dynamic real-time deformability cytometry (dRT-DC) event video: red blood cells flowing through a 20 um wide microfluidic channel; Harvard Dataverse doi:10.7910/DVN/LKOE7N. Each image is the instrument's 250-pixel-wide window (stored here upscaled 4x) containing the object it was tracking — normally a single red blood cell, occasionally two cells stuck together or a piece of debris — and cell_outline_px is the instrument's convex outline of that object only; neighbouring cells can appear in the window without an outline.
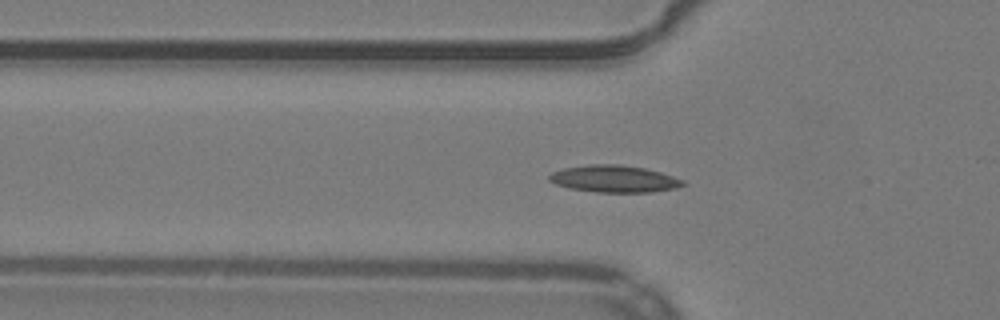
{"species": "common noctule bat (a hibernating species)", "species_latin": "Nyctalus noctula", "temperature_condition": "warm", "stored_images_in_passage": 54, "camera_frame_rate_fps": 3000, "um_per_image_px": 0.085, "animal": {"sex": "male", "body_mass_g": 19.2, "forearm_length_mm": 51.8}, "frame": {"image": 1, "passage_image": 18, "time_ms": 5.667, "image_size_px": [1000, 320], "cell_outline_px": [[684, 184], [676, 188], [652, 192], [596, 192], [568, 188], [556, 184], [548, 180], [548, 176], [552, 172], [564, 168], [588, 164], [620, 164], [644, 168], [660, 172], [684, 180]], "centroid_in_image_um": [52.17, 15.2], "position_along_channel_um": 73.6, "area_um2": 21.04}}
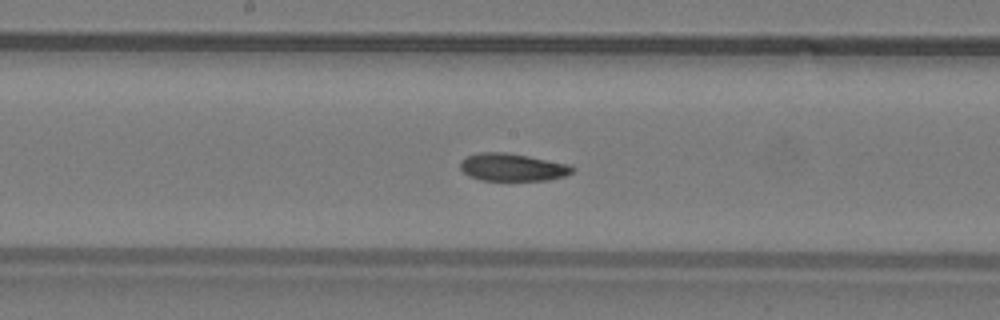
{"frame": {"image": 2, "passage_image": 28, "time_ms": 9.0, "image_size_px": [1000, 320], "cell_outline_px": [[576, 168], [572, 172], [564, 176], [548, 180], [480, 180], [468, 176], [460, 168], [460, 160], [464, 156], [480, 152], [504, 152], [528, 156], [572, 164]], "centroid_in_image_um": [43.55, 14.21], "position_along_channel_um": 204.6, "area_um2": 18.26}}
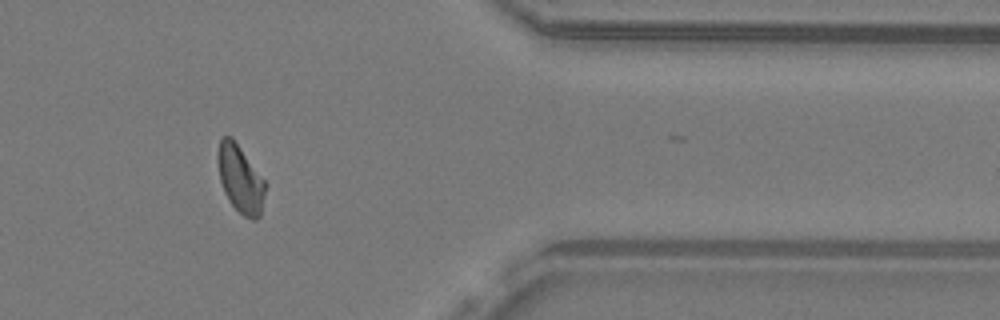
{"frame": {"image": 3, "passage_image": 44, "time_ms": 14.333, "image_size_px": [1000, 320], "cell_outline_px": [[268, 184], [260, 216], [256, 220], [252, 220], [244, 216], [228, 200], [224, 192], [220, 180], [216, 160], [216, 156], [220, 140], [224, 136], [232, 136]], "centroid_in_image_um": [20.44, 15.21], "position_along_channel_um": 391.0, "area_um2": 19.07}, "authors_computed_cell_mechanics": {"area_um2": 18.7272, "velocity_mm_per_s": 3.8922, "shape_relaxation_time_tau1_ms": 5.2131, "shape_relaxation_time_tau2_ms": 3.6572, "deformation_change_tau1": 0.1383, "deformation_change_tau2": 0.076}}